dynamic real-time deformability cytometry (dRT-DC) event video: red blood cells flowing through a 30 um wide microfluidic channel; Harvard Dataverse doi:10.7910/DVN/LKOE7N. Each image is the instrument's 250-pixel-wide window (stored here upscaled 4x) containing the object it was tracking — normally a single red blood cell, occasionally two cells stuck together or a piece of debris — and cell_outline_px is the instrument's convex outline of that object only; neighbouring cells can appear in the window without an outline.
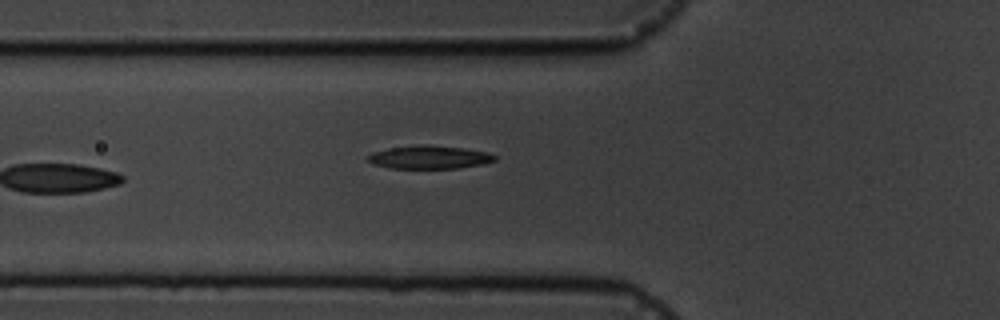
{"species": "common noctule bat (a hibernating species)", "species_latin": "Nyctalus noctula", "temperature_condition": "cold", "stored_images_in_passage": 7, "camera_frame_rate_fps": 3000, "um_per_image_px": 0.085, "animal": {"sex": "male", "body_mass_g": 19.5, "forearm_length_mm": 54.6}, "frame": {"image": 1, "passage_image": 7, "time_ms": 7.0, "image_size_px": [1000, 320], "cell_outline_px": [[496, 160], [484, 164], [456, 168], [392, 168], [372, 164], [364, 156], [372, 152], [392, 148], [424, 144], [432, 144], [464, 148], [488, 152], [496, 156]], "centroid_in_image_um": [36.5, 13.36], "position_along_channel_um": 89.3, "area_um2": 17.22}}